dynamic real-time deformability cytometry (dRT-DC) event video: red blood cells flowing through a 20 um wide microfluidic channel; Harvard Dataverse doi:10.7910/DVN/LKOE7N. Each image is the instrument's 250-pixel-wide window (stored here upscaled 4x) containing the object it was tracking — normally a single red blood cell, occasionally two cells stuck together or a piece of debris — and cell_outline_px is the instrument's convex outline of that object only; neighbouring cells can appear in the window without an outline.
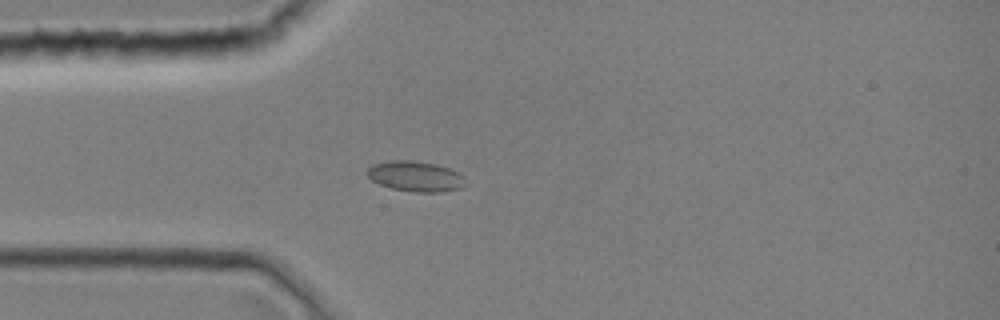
{"species": "common noctule bat (a hibernating species)", "species_latin": "Nyctalus noctula", "temperature_condition": "room temperature", "stored_images_in_passage": 1, "camera_frame_rate_fps": 3000, "um_per_image_px": 0.085, "animal": {"sex": "female", "body_mass_g": 19.0, "forearm_length_mm": 51.5}, "frame": {"image": 1, "passage_image": 1, "time_ms": 0.0, "image_size_px": [1000, 320], "cell_outline_px": [[468, 184], [460, 188], [440, 192], [416, 192], [392, 188], [380, 184], [372, 180], [368, 176], [368, 168], [372, 164], [392, 160], [412, 160], [436, 164], [448, 168], [464, 176]], "centroid_in_image_um": [35.35, 14.98], "position_along_channel_um": 49.7, "area_um2": 17.34}}